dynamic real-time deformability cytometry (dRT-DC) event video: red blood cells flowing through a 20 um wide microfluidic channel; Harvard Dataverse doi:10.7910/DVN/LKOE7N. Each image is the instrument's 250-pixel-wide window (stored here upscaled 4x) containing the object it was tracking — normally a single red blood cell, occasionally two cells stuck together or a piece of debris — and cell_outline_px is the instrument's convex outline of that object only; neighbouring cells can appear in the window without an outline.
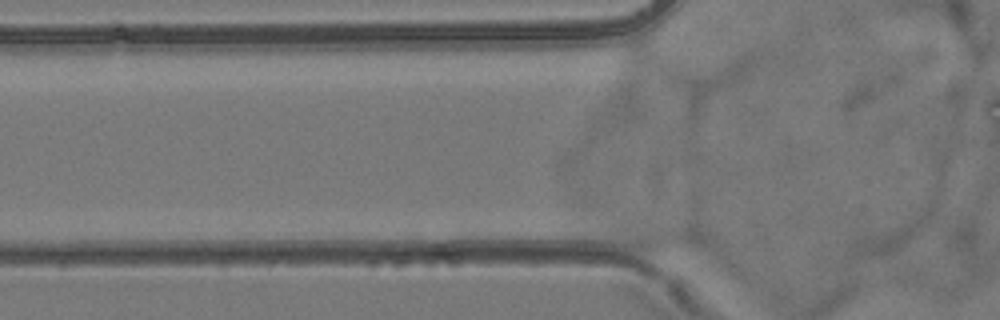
{"species": "common noctule bat (a hibernating species)", "species_latin": "Nyctalus noctula", "temperature_condition": "room temperature", "stored_images_in_passage": 2, "camera_frame_rate_fps": 3000, "um_per_image_px": 0.085, "animal": {"sex": "female", "body_mass_g": 24.6, "forearm_length_mm": 56.2}, "frame": {"image": 1, "passage_image": 2, "time_ms": 0.333, "image_size_px": [1000, 320], "cell_outline_px": [[704, 248], [652, 252], [648, 252], [632, 248], [624, 244], [608, 228], [616, 224], [628, 220], [692, 228], [704, 236]], "centroid_in_image_um": [55.86, 20.11], "position_along_channel_um": 69.9, "area_um2": 15.61}}